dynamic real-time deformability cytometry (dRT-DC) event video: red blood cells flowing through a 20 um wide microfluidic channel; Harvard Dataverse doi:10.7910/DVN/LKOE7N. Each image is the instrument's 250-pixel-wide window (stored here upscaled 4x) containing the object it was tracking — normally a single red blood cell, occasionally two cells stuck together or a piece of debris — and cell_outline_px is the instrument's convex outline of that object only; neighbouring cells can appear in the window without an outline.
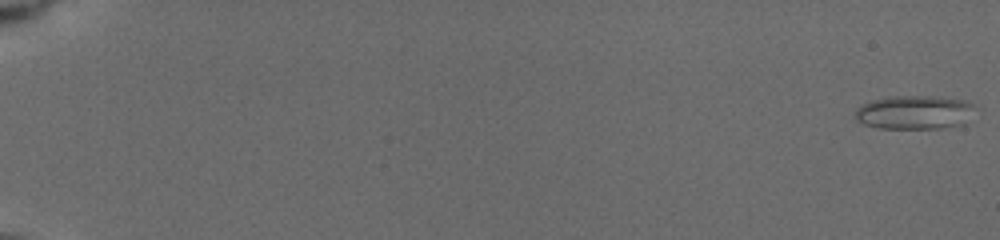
{"species": "common noctule bat (a hibernating species)", "species_latin": "Nyctalus noctula", "temperature_condition": "cold", "stored_images_in_passage": 8, "camera_frame_rate_fps": 3000, "um_per_image_px": 0.085, "animal": {"sex": "female", "body_mass_g": 19.5, "forearm_length_mm": 54.1}, "frame": {"image": 1, "passage_image": 1, "time_ms": 0.0, "image_size_px": [1000, 240], "cell_outline_px": [[972, 104], [964, 124], [940, 128], [880, 128], [864, 124], [856, 120], [856, 108], [860, 104], [872, 100], [892, 96], [924, 96], [964, 100]], "centroid_in_image_um": [77.62, 9.55], "position_along_channel_um": 7.4, "area_um2": 23.06}}
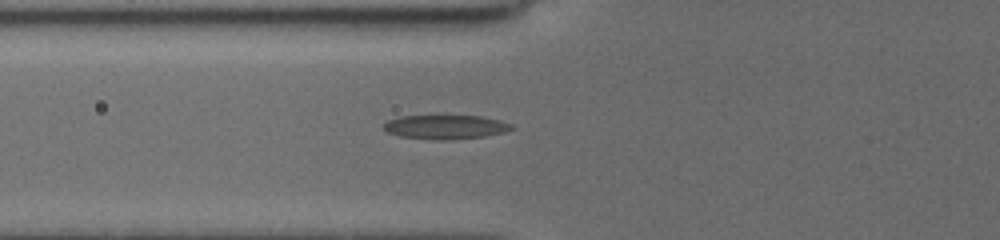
{"frame": {"image": 2, "passage_image": 8, "time_ms": 7.333, "image_size_px": [1000, 240], "cell_outline_px": [[512, 128], [504, 132], [484, 136], [444, 140], [436, 140], [400, 136], [388, 132], [384, 128], [384, 124], [388, 120], [400, 116], [480, 116], [500, 120], [512, 124]], "centroid_in_image_um": [37.86, 10.79], "position_along_channel_um": 87.9, "area_um2": 17.69}}